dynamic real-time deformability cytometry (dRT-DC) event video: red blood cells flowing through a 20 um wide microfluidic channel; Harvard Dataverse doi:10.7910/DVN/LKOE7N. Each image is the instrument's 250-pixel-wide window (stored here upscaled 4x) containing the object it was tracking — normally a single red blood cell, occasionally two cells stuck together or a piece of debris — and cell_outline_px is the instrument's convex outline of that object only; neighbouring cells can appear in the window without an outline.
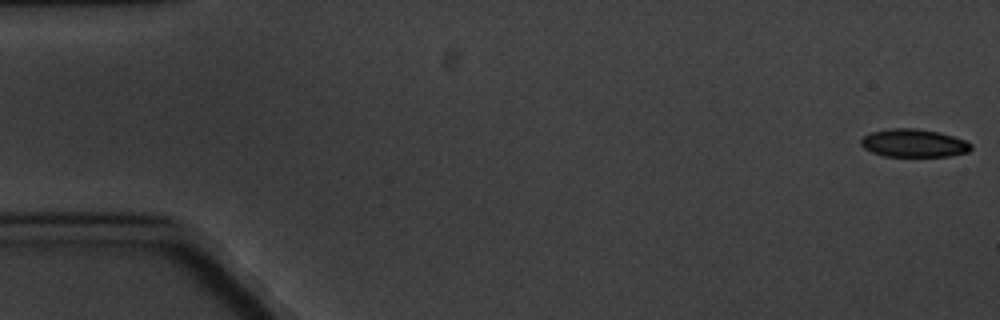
{"species": "common noctule bat (a hibernating species)", "species_latin": "Nyctalus noctula", "temperature_condition": "cold", "stored_images_in_passage": 4, "camera_frame_rate_fps": 3000, "um_per_image_px": 0.085, "animal": {"sex": "male", "body_mass_g": 20.1, "forearm_length_mm": 53.5}, "frame": {"image": 1, "passage_image": 1, "time_ms": 0.0, "image_size_px": [1000, 320], "cell_outline_px": [[972, 148], [968, 152], [952, 156], [884, 156], [872, 152], [864, 148], [860, 144], [860, 140], [864, 136], [872, 132], [888, 128], [916, 128], [940, 132], [964, 140], [972, 144]], "centroid_in_image_um": [77.67, 12.16], "position_along_channel_um": 7.3, "area_um2": 18.03}}